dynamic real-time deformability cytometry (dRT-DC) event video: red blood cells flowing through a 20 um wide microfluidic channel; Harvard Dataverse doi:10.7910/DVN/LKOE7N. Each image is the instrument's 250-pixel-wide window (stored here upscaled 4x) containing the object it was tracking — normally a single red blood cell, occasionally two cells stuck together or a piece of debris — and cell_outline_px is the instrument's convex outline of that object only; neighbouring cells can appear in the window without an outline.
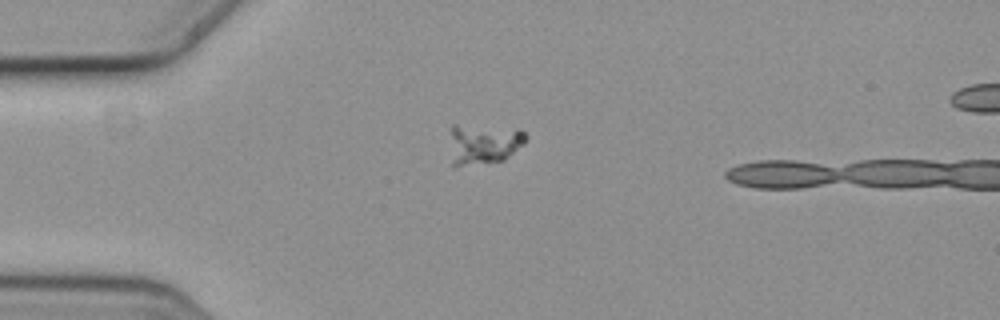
{"species": "common noctule bat (a hibernating species)", "species_latin": "Nyctalus noctula", "temperature_condition": "cold", "stored_images_in_passage": 11, "camera_frame_rate_fps": 3000, "um_per_image_px": 0.085, "animal": {"sex": "female", "body_mass_g": 19.3, "forearm_length_mm": 54.1}, "frame": {"image": 1, "passage_image": 1, "time_ms": 0.0, "image_size_px": [1000, 320], "cell_outline_px": [[528, 136], [524, 144], [504, 160], [456, 168], [452, 168], [452, 124], [456, 124], [520, 128]], "centroid_in_image_um": [41.14, 12.24], "position_along_channel_um": 43.9, "area_um2": 18.26}}
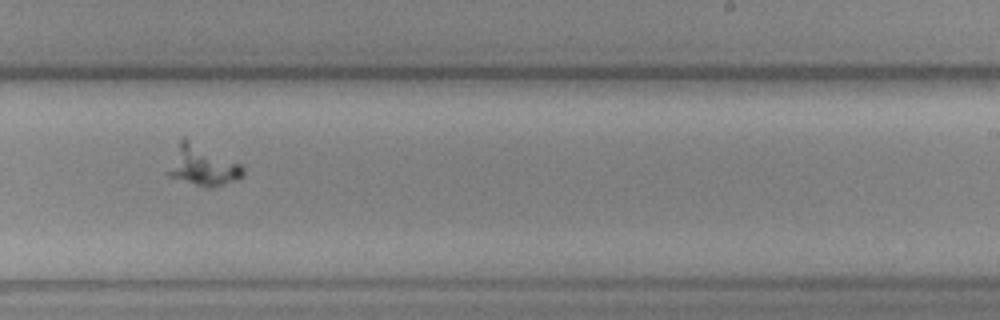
{"frame": {"image": 2, "passage_image": 7, "time_ms": 2.0, "image_size_px": [1000, 320], "cell_outline_px": [[244, 176], [236, 180], [212, 188], [208, 188], [168, 176], [164, 172], [180, 136], [184, 136], [240, 164], [244, 168]], "centroid_in_image_um": [17.14, 14.05], "position_along_channel_um": 271.9, "area_um2": 18.03}}
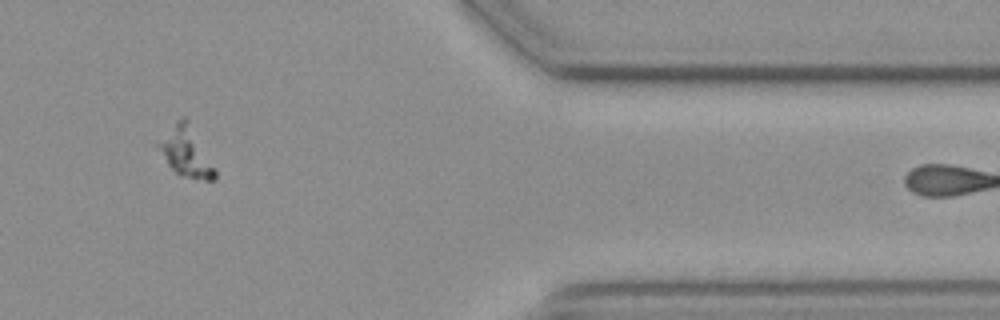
{"frame": {"image": 3, "passage_image": 10, "time_ms": 3.0, "image_size_px": [1000, 320], "cell_outline_px": [[216, 180], [204, 180], [180, 176], [168, 164], [156, 144], [176, 120], [180, 116], [184, 116], [188, 120], [216, 168]], "centroid_in_image_um": [15.84, 12.91], "position_along_channel_um": 395.6, "area_um2": 16.18}}